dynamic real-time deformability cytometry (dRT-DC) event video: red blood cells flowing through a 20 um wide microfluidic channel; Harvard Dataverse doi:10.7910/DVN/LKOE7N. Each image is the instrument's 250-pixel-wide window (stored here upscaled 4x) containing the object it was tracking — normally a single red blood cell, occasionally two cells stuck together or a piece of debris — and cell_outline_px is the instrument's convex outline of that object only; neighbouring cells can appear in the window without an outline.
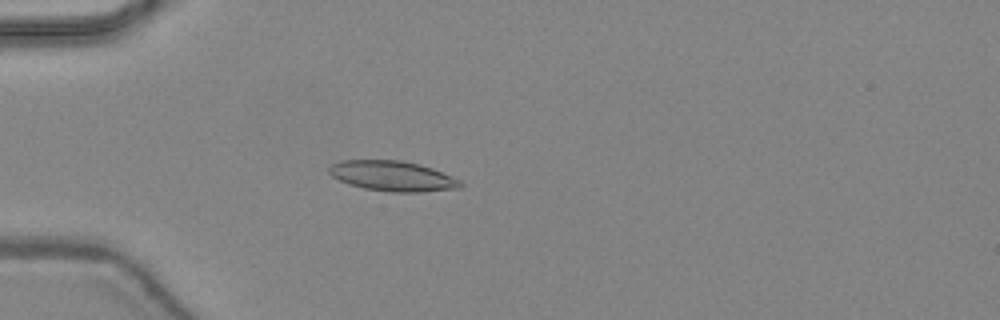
{"species": "common noctule bat (a hibernating species)", "species_latin": "Nyctalus noctula", "temperature_condition": "warm", "stored_images_in_passage": 48, "camera_frame_rate_fps": 3000, "um_per_image_px": 0.085, "animal": {"sex": "female", "body_mass_g": 24.6, "forearm_length_mm": 56.2}, "frame": {"image": 1, "passage_image": 15, "time_ms": 4.667, "image_size_px": [1000, 320], "cell_outline_px": [[464, 184], [460, 188], [424, 192], [392, 192], [364, 188], [348, 184], [332, 176], [328, 172], [328, 168], [332, 164], [340, 160], [400, 160], [420, 164], [432, 168], [452, 176], [460, 180]], "centroid_in_image_um": [33.38, 14.96], "position_along_channel_um": 51.6, "area_um2": 23.24}}
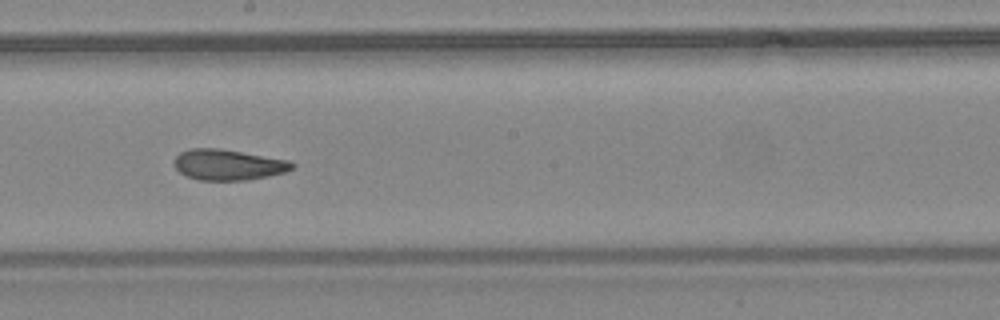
{"frame": {"image": 2, "passage_image": 28, "time_ms": 9.0, "image_size_px": [1000, 320], "cell_outline_px": [[296, 168], [284, 172], [268, 176], [248, 180], [200, 180], [188, 176], [180, 172], [172, 164], [172, 160], [180, 152], [188, 148], [220, 148], [288, 160], [296, 164]], "centroid_in_image_um": [19.38, 13.99], "position_along_channel_um": 228.8, "area_um2": 21.27}}
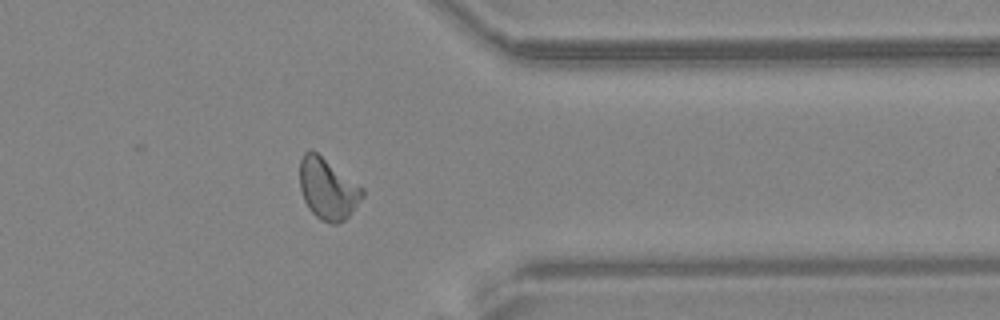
{"frame": {"image": 3, "passage_image": 39, "time_ms": 12.667, "image_size_px": [1000, 320], "cell_outline_px": [[364, 196], [352, 212], [344, 220], [336, 224], [332, 224], [320, 220], [308, 208], [304, 200], [300, 188], [300, 160], [304, 152], [316, 152], [364, 188]], "centroid_in_image_um": [27.87, 16.08], "position_along_channel_um": 383.5, "area_um2": 22.14}, "authors_computed_cell_mechanics": {"area_um2": 21.964, "velocity_mm_per_s": 4.4482, "shape_relaxation_time_tau1_ms": null, "shape_relaxation_time_tau2_ms": 2.0325, "deformation_change_tau1": null, "deformation_change_tau2": 0.0871}}